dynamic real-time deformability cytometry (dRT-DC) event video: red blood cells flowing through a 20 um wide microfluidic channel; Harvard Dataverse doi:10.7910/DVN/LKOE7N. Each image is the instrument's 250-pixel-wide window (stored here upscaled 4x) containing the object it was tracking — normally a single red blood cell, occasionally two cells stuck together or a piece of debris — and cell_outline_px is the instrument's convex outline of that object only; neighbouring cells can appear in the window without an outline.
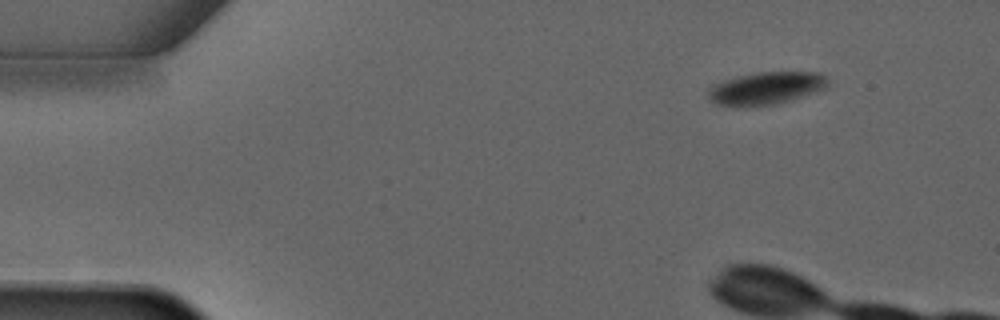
{"species": "common noctule bat (a hibernating species)", "species_latin": "Nyctalus noctula", "temperature_condition": "warm", "stored_images_in_passage": 4, "camera_frame_rate_fps": 3000, "um_per_image_px": 0.085, "animal": {"sex": "male", "forearm_length_mm": 52.5}, "frame": {"image": 1, "passage_image": 1, "time_ms": 0.0, "image_size_px": [1000, 320], "cell_outline_px": [[828, 88], [776, 104], [736, 108], [716, 104], [708, 96], [708, 88], [716, 84], [740, 76], [756, 72], [820, 72], [828, 80]], "centroid_in_image_um": [65.13, 7.52], "position_along_channel_um": 19.9, "area_um2": 22.72}}